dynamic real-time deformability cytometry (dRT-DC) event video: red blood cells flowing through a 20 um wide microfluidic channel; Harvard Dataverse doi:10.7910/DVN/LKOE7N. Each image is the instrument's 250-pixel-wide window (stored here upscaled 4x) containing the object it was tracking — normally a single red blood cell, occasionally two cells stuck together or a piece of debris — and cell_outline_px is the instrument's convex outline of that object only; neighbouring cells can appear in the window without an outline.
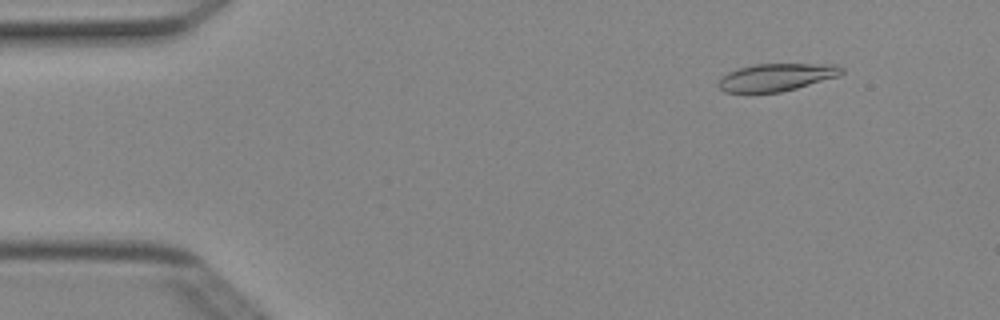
{"species": "Egyptian fruit bat (a non-hibernating species)", "species_latin": "Rousettus aegyptiacus", "temperature_condition": "cold", "stored_images_in_passage": 50, "camera_frame_rate_fps": 3000, "um_per_image_px": 0.085, "animal": {"sex": "female"}, "frame": {"image": 1, "passage_image": 6, "time_ms": 1.667, "image_size_px": [1000, 320], "cell_outline_px": [[844, 72], [840, 76], [796, 88], [780, 92], [724, 92], [720, 88], [720, 76], [728, 72], [740, 68], [756, 64], [836, 64], [844, 68]], "centroid_in_image_um": [66.05, 6.55], "position_along_channel_um": 19.0, "area_um2": 19.65}}
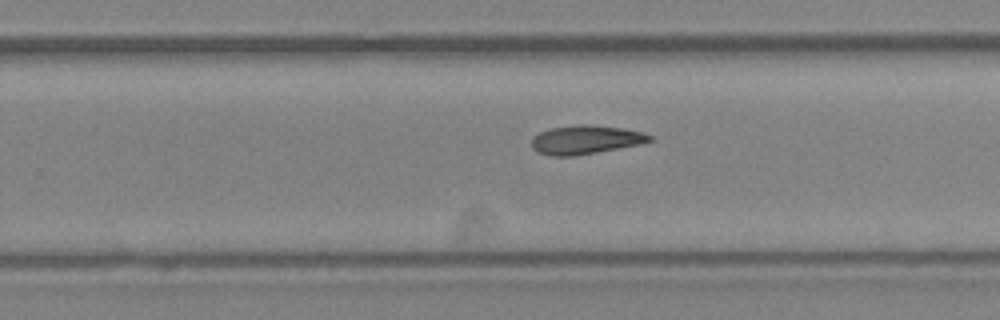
{"frame": {"image": 2, "passage_image": 32, "time_ms": 10.333, "image_size_px": [1000, 320], "cell_outline_px": [[652, 140], [644, 144], [572, 156], [552, 156], [536, 152], [532, 148], [532, 136], [548, 128], [580, 124], [584, 124], [624, 128], [644, 132], [652, 136]], "centroid_in_image_um": [49.78, 11.87], "position_along_channel_um": 280.0, "area_um2": 20.0}}
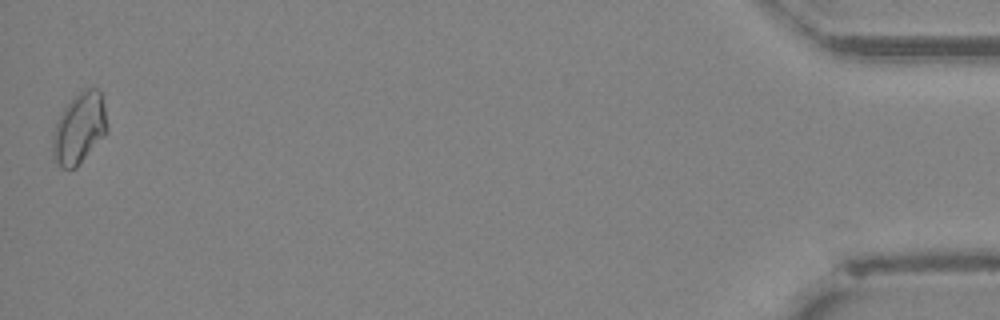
{"frame": {"image": 3, "passage_image": 50, "time_ms": 16.333, "image_size_px": [1000, 320], "cell_outline_px": [[108, 132], [76, 168], [64, 168], [52, 156], [52, 136], [56, 120], [64, 108], [84, 88], [96, 88], [100, 92], [104, 104], [108, 124]], "centroid_in_image_um": [6.75, 10.91], "position_along_channel_um": 428.4, "area_um2": 22.48}, "authors_computed_cell_mechanics": {"area_um2": 19.8832, "velocity_mm_per_s": 4.0247, "shape_relaxation_time_tau1_ms": 9.9944, "shape_relaxation_time_tau2_ms": null, "deformation_change_tau1": 0.1805, "deformation_change_tau2": null}}